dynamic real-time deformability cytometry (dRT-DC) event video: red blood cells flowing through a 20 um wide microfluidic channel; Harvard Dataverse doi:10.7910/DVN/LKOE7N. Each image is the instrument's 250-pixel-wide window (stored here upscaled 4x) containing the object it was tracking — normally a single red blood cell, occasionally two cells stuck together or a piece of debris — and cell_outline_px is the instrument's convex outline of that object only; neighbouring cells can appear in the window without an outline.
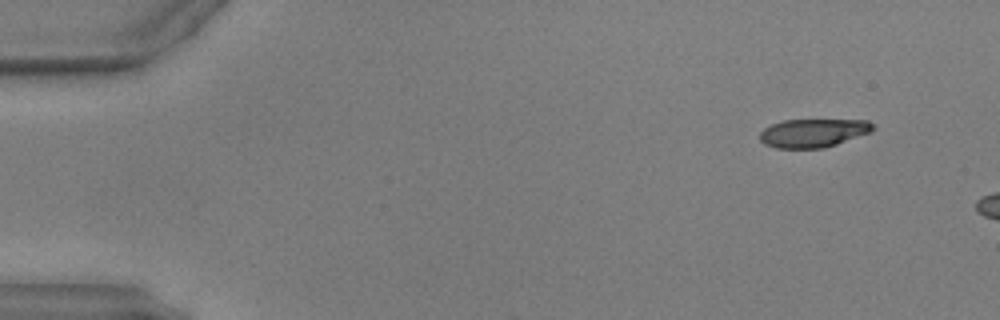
{"species": "common noctule bat (a hibernating species)", "species_latin": "Nyctalus noctula", "temperature_condition": "warm", "stored_images_in_passage": 7, "camera_frame_rate_fps": 3000, "um_per_image_px": 0.085, "animal": {"sex": "male", "body_mass_g": 17.9, "forearm_length_mm": 54.2}, "frame": {"image": 1, "passage_image": 3, "time_ms": 0.667, "image_size_px": [1000, 320], "cell_outline_px": [[876, 128], [872, 132], [824, 148], [776, 148], [764, 144], [760, 140], [760, 132], [764, 128], [772, 124], [784, 120], [868, 120]], "centroid_in_image_um": [69.13, 11.3], "position_along_channel_um": 15.9, "area_um2": 18.79}}